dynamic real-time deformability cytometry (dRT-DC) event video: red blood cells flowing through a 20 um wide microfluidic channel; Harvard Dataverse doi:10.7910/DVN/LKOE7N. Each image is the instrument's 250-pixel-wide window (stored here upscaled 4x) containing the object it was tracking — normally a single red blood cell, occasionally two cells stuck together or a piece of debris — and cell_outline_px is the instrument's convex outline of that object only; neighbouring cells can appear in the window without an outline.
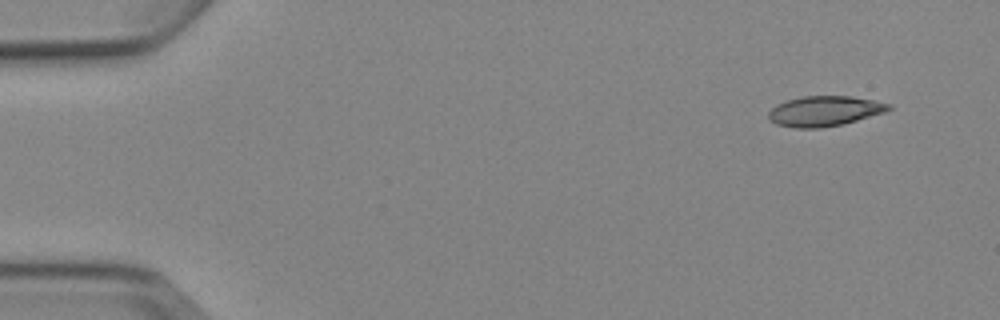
{"species": "Egyptian fruit bat (a non-hibernating species)", "species_latin": "Rousettus aegyptiacus", "temperature_condition": "cold", "stored_images_in_passage": 6, "segment_of_instrument_passage": [2, 2], "camera_frame_rate_fps": 3000, "um_per_image_px": 0.085, "animal": {"sex": "female"}, "frame": {"image": 1, "passage_image": 6, "time_ms": 6.0, "image_size_px": [1000, 320], "cell_outline_px": [[892, 108], [884, 112], [844, 124], [820, 128], [796, 128], [776, 124], [768, 120], [768, 112], [776, 104], [800, 96], [852, 96], [892, 104]], "centroid_in_image_um": [70.06, 9.44], "position_along_channel_um": 14.9, "area_um2": 21.21}}